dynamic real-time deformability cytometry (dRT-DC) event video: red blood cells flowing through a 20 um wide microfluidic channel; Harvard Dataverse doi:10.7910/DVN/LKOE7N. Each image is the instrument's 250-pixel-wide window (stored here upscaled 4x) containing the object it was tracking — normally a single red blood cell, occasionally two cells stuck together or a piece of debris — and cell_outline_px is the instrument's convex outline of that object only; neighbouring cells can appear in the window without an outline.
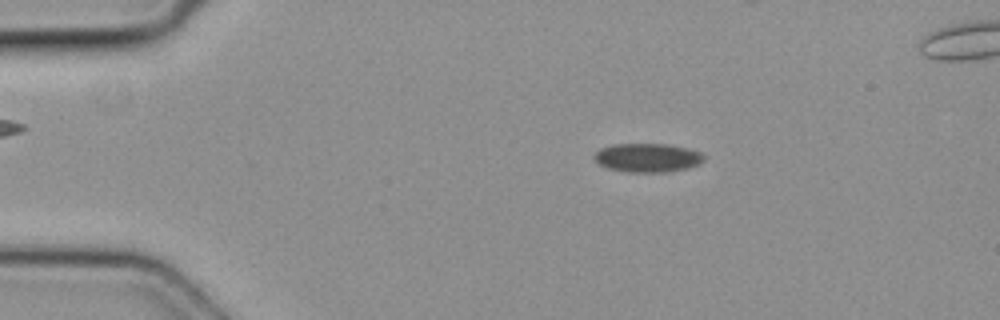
{"species": "common noctule bat (a hibernating species)", "species_latin": "Nyctalus noctula", "temperature_condition": "cold", "stored_images_in_passage": 4, "camera_frame_rate_fps": 3000, "um_per_image_px": 0.085, "animal": {"sex": "female", "body_mass_g": 19.3, "forearm_length_mm": 54.1}, "frame": {"image": 1, "passage_image": 2, "time_ms": 0.333, "image_size_px": [1000, 320], "cell_outline_px": [[704, 160], [700, 164], [688, 168], [668, 172], [628, 172], [608, 168], [600, 164], [592, 156], [600, 148], [612, 144], [668, 144], [688, 148], [700, 152], [704, 156]], "centroid_in_image_um": [55.05, 13.4], "position_along_channel_um": 29.9, "area_um2": 18.5}}